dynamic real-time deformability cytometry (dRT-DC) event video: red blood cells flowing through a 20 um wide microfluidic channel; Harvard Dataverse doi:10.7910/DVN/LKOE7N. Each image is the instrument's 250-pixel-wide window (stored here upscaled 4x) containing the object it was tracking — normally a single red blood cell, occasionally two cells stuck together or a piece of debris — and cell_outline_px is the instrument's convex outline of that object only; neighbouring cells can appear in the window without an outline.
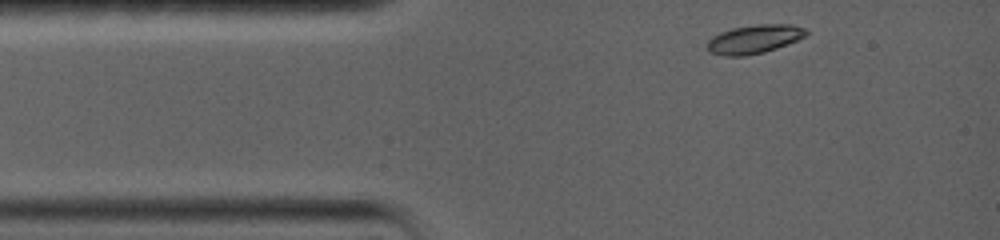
{"species": "common noctule bat (a hibernating species)", "species_latin": "Nyctalus noctula", "temperature_condition": "warm", "stored_images_in_passage": 37, "camera_frame_rate_fps": 5000, "um_per_image_px": 0.085, "animal": {"sex": "female", "body_mass_g": 19.0, "forearm_length_mm": 56.7}, "frame": {"image": 1, "passage_image": 1, "time_ms": 0.0, "image_size_px": [1000, 240], "cell_outline_px": [[808, 32], [804, 36], [796, 40], [776, 48], [764, 52], [744, 56], [724, 56], [708, 52], [708, 40], [712, 36], [720, 32], [732, 28], [756, 24], [792, 24], [804, 28]], "centroid_in_image_um": [64.07, 3.32], "position_along_channel_um": 20.9, "area_um2": 16.47}}
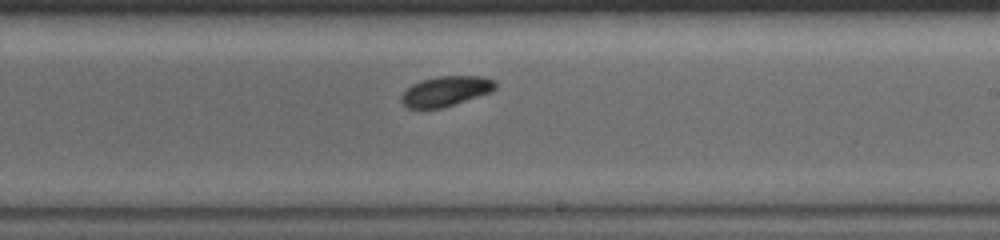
{"frame": {"image": 2, "passage_image": 22, "time_ms": 7.4, "image_size_px": [1000, 240], "cell_outline_px": [[496, 88], [492, 92], [440, 108], [408, 108], [400, 100], [400, 96], [412, 84], [420, 80], [436, 76], [484, 76], [496, 80]], "centroid_in_image_um": [37.91, 7.73], "position_along_channel_um": 251.1, "area_um2": 16.47}}
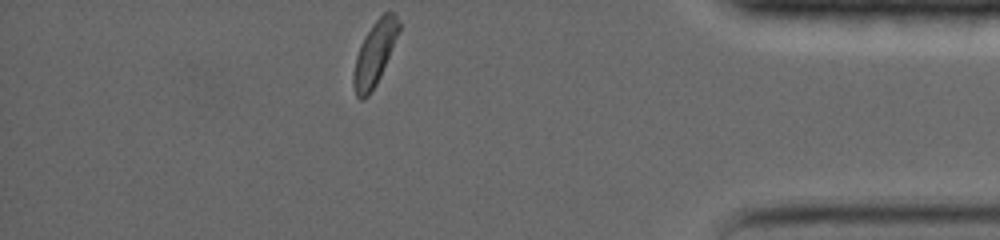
{"frame": {"image": 3, "passage_image": 37, "time_ms": 12.6, "image_size_px": [1000, 240], "cell_outline_px": [[400, 28], [380, 76], [376, 84], [368, 96], [364, 100], [360, 100], [356, 96], [352, 84], [352, 76], [356, 56], [360, 44], [364, 36], [372, 24], [384, 12], [392, 12], [396, 16], [400, 24]], "centroid_in_image_um": [31.8, 4.57], "position_along_channel_um": 403.4, "area_um2": 16.7}, "authors_computed_cell_mechanics": {"area_um2": 16.8198, "velocity_mm_per_s": 3.5915, "shape_relaxation_time_tau1_ms": 1.4966, "shape_relaxation_time_tau2_ms": null, "deformation_change_tau1": 0.0734, "deformation_change_tau2": null}}